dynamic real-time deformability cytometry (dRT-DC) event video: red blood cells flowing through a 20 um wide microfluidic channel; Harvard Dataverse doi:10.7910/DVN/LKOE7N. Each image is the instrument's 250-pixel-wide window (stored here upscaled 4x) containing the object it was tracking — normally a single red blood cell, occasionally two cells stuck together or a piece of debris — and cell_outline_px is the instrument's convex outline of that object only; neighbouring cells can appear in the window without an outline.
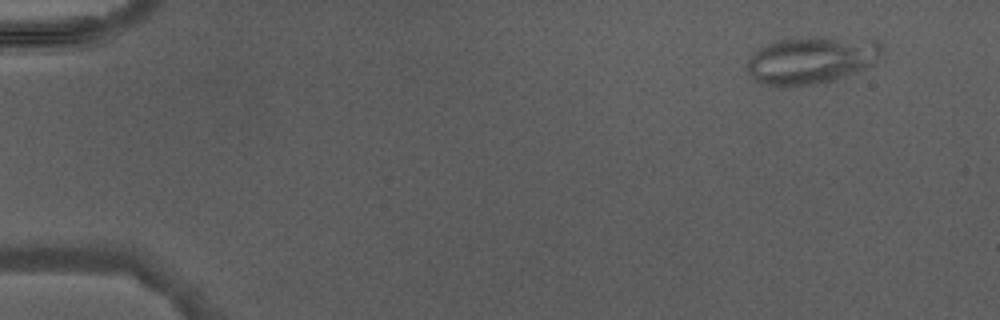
{"species": "Egyptian fruit bat (a non-hibernating species)", "species_latin": "Rousettus aegyptiacus", "temperature_condition": "warm", "stored_images_in_passage": 7, "camera_frame_rate_fps": 3000, "um_per_image_px": 0.085, "animal": {"sex": "male"}, "frame": {"image": 1, "passage_image": 7, "time_ms": 7.333, "image_size_px": [1000, 320], "cell_outline_px": [[884, 56], [876, 64], [828, 80], [788, 88], [780, 88], [764, 84], [756, 80], [748, 72], [748, 60], [760, 48], [776, 40], [816, 36], [876, 40], [880, 44], [884, 52]], "centroid_in_image_um": [69.0, 5.09], "position_along_channel_um": 16.0, "area_um2": 37.05}}